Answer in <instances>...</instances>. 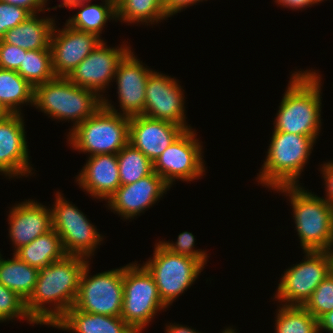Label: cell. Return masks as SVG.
<instances>
[{
  "label": "cell",
  "instance_id": "cell-23",
  "mask_svg": "<svg viewBox=\"0 0 333 333\" xmlns=\"http://www.w3.org/2000/svg\"><path fill=\"white\" fill-rule=\"evenodd\" d=\"M32 14L25 21L9 29L3 38L4 43L18 46L25 50L51 49L50 39L55 19Z\"/></svg>",
  "mask_w": 333,
  "mask_h": 333
},
{
  "label": "cell",
  "instance_id": "cell-45",
  "mask_svg": "<svg viewBox=\"0 0 333 333\" xmlns=\"http://www.w3.org/2000/svg\"><path fill=\"white\" fill-rule=\"evenodd\" d=\"M104 1L112 4L114 7H117L121 0H104Z\"/></svg>",
  "mask_w": 333,
  "mask_h": 333
},
{
  "label": "cell",
  "instance_id": "cell-4",
  "mask_svg": "<svg viewBox=\"0 0 333 333\" xmlns=\"http://www.w3.org/2000/svg\"><path fill=\"white\" fill-rule=\"evenodd\" d=\"M317 138L273 131L266 159L256 180L272 190L280 186L300 185V175Z\"/></svg>",
  "mask_w": 333,
  "mask_h": 333
},
{
  "label": "cell",
  "instance_id": "cell-2",
  "mask_svg": "<svg viewBox=\"0 0 333 333\" xmlns=\"http://www.w3.org/2000/svg\"><path fill=\"white\" fill-rule=\"evenodd\" d=\"M313 70L294 71L291 75L276 113L274 131L319 136L322 126V78Z\"/></svg>",
  "mask_w": 333,
  "mask_h": 333
},
{
  "label": "cell",
  "instance_id": "cell-46",
  "mask_svg": "<svg viewBox=\"0 0 333 333\" xmlns=\"http://www.w3.org/2000/svg\"><path fill=\"white\" fill-rule=\"evenodd\" d=\"M222 333H236L235 329H232L231 327L225 328Z\"/></svg>",
  "mask_w": 333,
  "mask_h": 333
},
{
  "label": "cell",
  "instance_id": "cell-28",
  "mask_svg": "<svg viewBox=\"0 0 333 333\" xmlns=\"http://www.w3.org/2000/svg\"><path fill=\"white\" fill-rule=\"evenodd\" d=\"M169 17L164 9L163 0H121L116 7V21H124L128 25L129 23L152 25Z\"/></svg>",
  "mask_w": 333,
  "mask_h": 333
},
{
  "label": "cell",
  "instance_id": "cell-29",
  "mask_svg": "<svg viewBox=\"0 0 333 333\" xmlns=\"http://www.w3.org/2000/svg\"><path fill=\"white\" fill-rule=\"evenodd\" d=\"M120 184L127 185L154 172L153 162L129 142L117 153Z\"/></svg>",
  "mask_w": 333,
  "mask_h": 333
},
{
  "label": "cell",
  "instance_id": "cell-41",
  "mask_svg": "<svg viewBox=\"0 0 333 333\" xmlns=\"http://www.w3.org/2000/svg\"><path fill=\"white\" fill-rule=\"evenodd\" d=\"M319 333L324 330L328 332H333V310L324 314L319 320Z\"/></svg>",
  "mask_w": 333,
  "mask_h": 333
},
{
  "label": "cell",
  "instance_id": "cell-17",
  "mask_svg": "<svg viewBox=\"0 0 333 333\" xmlns=\"http://www.w3.org/2000/svg\"><path fill=\"white\" fill-rule=\"evenodd\" d=\"M58 29L56 23L50 39L52 67L56 77H68L103 40L97 35L73 29L65 23Z\"/></svg>",
  "mask_w": 333,
  "mask_h": 333
},
{
  "label": "cell",
  "instance_id": "cell-6",
  "mask_svg": "<svg viewBox=\"0 0 333 333\" xmlns=\"http://www.w3.org/2000/svg\"><path fill=\"white\" fill-rule=\"evenodd\" d=\"M130 117L101 106L67 135L68 144L78 152L117 154L129 142Z\"/></svg>",
  "mask_w": 333,
  "mask_h": 333
},
{
  "label": "cell",
  "instance_id": "cell-31",
  "mask_svg": "<svg viewBox=\"0 0 333 333\" xmlns=\"http://www.w3.org/2000/svg\"><path fill=\"white\" fill-rule=\"evenodd\" d=\"M278 307L274 333H319L318 320L303 306Z\"/></svg>",
  "mask_w": 333,
  "mask_h": 333
},
{
  "label": "cell",
  "instance_id": "cell-48",
  "mask_svg": "<svg viewBox=\"0 0 333 333\" xmlns=\"http://www.w3.org/2000/svg\"><path fill=\"white\" fill-rule=\"evenodd\" d=\"M316 4H319V3H321L322 1H324V0H313Z\"/></svg>",
  "mask_w": 333,
  "mask_h": 333
},
{
  "label": "cell",
  "instance_id": "cell-36",
  "mask_svg": "<svg viewBox=\"0 0 333 333\" xmlns=\"http://www.w3.org/2000/svg\"><path fill=\"white\" fill-rule=\"evenodd\" d=\"M27 50L0 40V68L17 71Z\"/></svg>",
  "mask_w": 333,
  "mask_h": 333
},
{
  "label": "cell",
  "instance_id": "cell-44",
  "mask_svg": "<svg viewBox=\"0 0 333 333\" xmlns=\"http://www.w3.org/2000/svg\"><path fill=\"white\" fill-rule=\"evenodd\" d=\"M78 1H87V0H62L63 3L59 4L58 6L52 7V9H56L57 7L69 8L74 2H78ZM89 1H91V0H89Z\"/></svg>",
  "mask_w": 333,
  "mask_h": 333
},
{
  "label": "cell",
  "instance_id": "cell-10",
  "mask_svg": "<svg viewBox=\"0 0 333 333\" xmlns=\"http://www.w3.org/2000/svg\"><path fill=\"white\" fill-rule=\"evenodd\" d=\"M89 261L80 276L74 307L90 314L120 317L123 307V270L125 266L89 275Z\"/></svg>",
  "mask_w": 333,
  "mask_h": 333
},
{
  "label": "cell",
  "instance_id": "cell-40",
  "mask_svg": "<svg viewBox=\"0 0 333 333\" xmlns=\"http://www.w3.org/2000/svg\"><path fill=\"white\" fill-rule=\"evenodd\" d=\"M274 2L278 3L283 8L286 7L292 10H301L316 4L313 0H275Z\"/></svg>",
  "mask_w": 333,
  "mask_h": 333
},
{
  "label": "cell",
  "instance_id": "cell-33",
  "mask_svg": "<svg viewBox=\"0 0 333 333\" xmlns=\"http://www.w3.org/2000/svg\"><path fill=\"white\" fill-rule=\"evenodd\" d=\"M303 307L317 320L333 310V276L324 278Z\"/></svg>",
  "mask_w": 333,
  "mask_h": 333
},
{
  "label": "cell",
  "instance_id": "cell-16",
  "mask_svg": "<svg viewBox=\"0 0 333 333\" xmlns=\"http://www.w3.org/2000/svg\"><path fill=\"white\" fill-rule=\"evenodd\" d=\"M22 114L7 113L0 118V174H5L9 179L34 174L29 163Z\"/></svg>",
  "mask_w": 333,
  "mask_h": 333
},
{
  "label": "cell",
  "instance_id": "cell-39",
  "mask_svg": "<svg viewBox=\"0 0 333 333\" xmlns=\"http://www.w3.org/2000/svg\"><path fill=\"white\" fill-rule=\"evenodd\" d=\"M163 3L166 13L172 17V15L181 12L183 8L186 9L196 3H200V0H163Z\"/></svg>",
  "mask_w": 333,
  "mask_h": 333
},
{
  "label": "cell",
  "instance_id": "cell-8",
  "mask_svg": "<svg viewBox=\"0 0 333 333\" xmlns=\"http://www.w3.org/2000/svg\"><path fill=\"white\" fill-rule=\"evenodd\" d=\"M143 265L152 274L162 302L168 307L194 284L204 265L197 259L170 252L159 242Z\"/></svg>",
  "mask_w": 333,
  "mask_h": 333
},
{
  "label": "cell",
  "instance_id": "cell-37",
  "mask_svg": "<svg viewBox=\"0 0 333 333\" xmlns=\"http://www.w3.org/2000/svg\"><path fill=\"white\" fill-rule=\"evenodd\" d=\"M2 2H6L8 4H12L15 6L23 7L28 10L31 14H39V12L50 11L51 8H47V0H0Z\"/></svg>",
  "mask_w": 333,
  "mask_h": 333
},
{
  "label": "cell",
  "instance_id": "cell-15",
  "mask_svg": "<svg viewBox=\"0 0 333 333\" xmlns=\"http://www.w3.org/2000/svg\"><path fill=\"white\" fill-rule=\"evenodd\" d=\"M130 50L131 47L125 43L120 47L110 48L102 40L67 78L77 86L91 89L104 97L102 94L114 79L119 62Z\"/></svg>",
  "mask_w": 333,
  "mask_h": 333
},
{
  "label": "cell",
  "instance_id": "cell-35",
  "mask_svg": "<svg viewBox=\"0 0 333 333\" xmlns=\"http://www.w3.org/2000/svg\"><path fill=\"white\" fill-rule=\"evenodd\" d=\"M31 15L23 7L0 1V40L9 29L19 25Z\"/></svg>",
  "mask_w": 333,
  "mask_h": 333
},
{
  "label": "cell",
  "instance_id": "cell-7",
  "mask_svg": "<svg viewBox=\"0 0 333 333\" xmlns=\"http://www.w3.org/2000/svg\"><path fill=\"white\" fill-rule=\"evenodd\" d=\"M166 308L147 268L135 262L127 264L123 270V307L120 317L136 333H142L156 313Z\"/></svg>",
  "mask_w": 333,
  "mask_h": 333
},
{
  "label": "cell",
  "instance_id": "cell-34",
  "mask_svg": "<svg viewBox=\"0 0 333 333\" xmlns=\"http://www.w3.org/2000/svg\"><path fill=\"white\" fill-rule=\"evenodd\" d=\"M194 237L192 233L184 231L178 235L175 243L164 240L159 241V243L170 252L197 259L205 266L208 261V254L205 250L194 249L196 242Z\"/></svg>",
  "mask_w": 333,
  "mask_h": 333
},
{
  "label": "cell",
  "instance_id": "cell-12",
  "mask_svg": "<svg viewBox=\"0 0 333 333\" xmlns=\"http://www.w3.org/2000/svg\"><path fill=\"white\" fill-rule=\"evenodd\" d=\"M304 254V260L286 269L278 283L273 299H278L279 304L284 302L280 305L304 306L329 274L326 251H304Z\"/></svg>",
  "mask_w": 333,
  "mask_h": 333
},
{
  "label": "cell",
  "instance_id": "cell-14",
  "mask_svg": "<svg viewBox=\"0 0 333 333\" xmlns=\"http://www.w3.org/2000/svg\"><path fill=\"white\" fill-rule=\"evenodd\" d=\"M148 66L137 59L130 50L119 62L114 80L117 84L119 105L122 111L115 109L108 98L102 97V106L106 109L128 117L144 115L145 89L149 74ZM112 104V105H111Z\"/></svg>",
  "mask_w": 333,
  "mask_h": 333
},
{
  "label": "cell",
  "instance_id": "cell-24",
  "mask_svg": "<svg viewBox=\"0 0 333 333\" xmlns=\"http://www.w3.org/2000/svg\"><path fill=\"white\" fill-rule=\"evenodd\" d=\"M14 254L32 267L40 269L63 259L67 254L54 229L21 246Z\"/></svg>",
  "mask_w": 333,
  "mask_h": 333
},
{
  "label": "cell",
  "instance_id": "cell-25",
  "mask_svg": "<svg viewBox=\"0 0 333 333\" xmlns=\"http://www.w3.org/2000/svg\"><path fill=\"white\" fill-rule=\"evenodd\" d=\"M100 4H89L90 1L74 2L69 9L79 8L80 10L66 21V24L73 29L92 33L101 38L102 30L107 21H116V7L103 1Z\"/></svg>",
  "mask_w": 333,
  "mask_h": 333
},
{
  "label": "cell",
  "instance_id": "cell-13",
  "mask_svg": "<svg viewBox=\"0 0 333 333\" xmlns=\"http://www.w3.org/2000/svg\"><path fill=\"white\" fill-rule=\"evenodd\" d=\"M179 84L175 77L153 70L146 84L144 115L189 130L192 127L186 122L185 96Z\"/></svg>",
  "mask_w": 333,
  "mask_h": 333
},
{
  "label": "cell",
  "instance_id": "cell-26",
  "mask_svg": "<svg viewBox=\"0 0 333 333\" xmlns=\"http://www.w3.org/2000/svg\"><path fill=\"white\" fill-rule=\"evenodd\" d=\"M38 273L39 269L20 260L14 253L12 259L0 260V283L25 301L33 293Z\"/></svg>",
  "mask_w": 333,
  "mask_h": 333
},
{
  "label": "cell",
  "instance_id": "cell-20",
  "mask_svg": "<svg viewBox=\"0 0 333 333\" xmlns=\"http://www.w3.org/2000/svg\"><path fill=\"white\" fill-rule=\"evenodd\" d=\"M8 221L13 252L53 229L51 207L31 199L12 206Z\"/></svg>",
  "mask_w": 333,
  "mask_h": 333
},
{
  "label": "cell",
  "instance_id": "cell-3",
  "mask_svg": "<svg viewBox=\"0 0 333 333\" xmlns=\"http://www.w3.org/2000/svg\"><path fill=\"white\" fill-rule=\"evenodd\" d=\"M274 191L289 197L303 251H326L333 246V205L300 185L280 186Z\"/></svg>",
  "mask_w": 333,
  "mask_h": 333
},
{
  "label": "cell",
  "instance_id": "cell-38",
  "mask_svg": "<svg viewBox=\"0 0 333 333\" xmlns=\"http://www.w3.org/2000/svg\"><path fill=\"white\" fill-rule=\"evenodd\" d=\"M322 170L321 174L323 175V179L325 182V197H322L324 200H326L328 203L333 205V160L324 164H321Z\"/></svg>",
  "mask_w": 333,
  "mask_h": 333
},
{
  "label": "cell",
  "instance_id": "cell-11",
  "mask_svg": "<svg viewBox=\"0 0 333 333\" xmlns=\"http://www.w3.org/2000/svg\"><path fill=\"white\" fill-rule=\"evenodd\" d=\"M196 137L195 129L185 130L153 162L154 172L170 187L177 179L191 182L205 175L203 146Z\"/></svg>",
  "mask_w": 333,
  "mask_h": 333
},
{
  "label": "cell",
  "instance_id": "cell-30",
  "mask_svg": "<svg viewBox=\"0 0 333 333\" xmlns=\"http://www.w3.org/2000/svg\"><path fill=\"white\" fill-rule=\"evenodd\" d=\"M16 72L33 87L53 80L51 49L27 50Z\"/></svg>",
  "mask_w": 333,
  "mask_h": 333
},
{
  "label": "cell",
  "instance_id": "cell-27",
  "mask_svg": "<svg viewBox=\"0 0 333 333\" xmlns=\"http://www.w3.org/2000/svg\"><path fill=\"white\" fill-rule=\"evenodd\" d=\"M34 103V87L16 71L0 68V105L7 113L21 114V106Z\"/></svg>",
  "mask_w": 333,
  "mask_h": 333
},
{
  "label": "cell",
  "instance_id": "cell-42",
  "mask_svg": "<svg viewBox=\"0 0 333 333\" xmlns=\"http://www.w3.org/2000/svg\"><path fill=\"white\" fill-rule=\"evenodd\" d=\"M165 333H201V332H198L196 331V329H192V328H189V326H183L181 324H173V323H170V325H166L165 327Z\"/></svg>",
  "mask_w": 333,
  "mask_h": 333
},
{
  "label": "cell",
  "instance_id": "cell-22",
  "mask_svg": "<svg viewBox=\"0 0 333 333\" xmlns=\"http://www.w3.org/2000/svg\"><path fill=\"white\" fill-rule=\"evenodd\" d=\"M52 327L75 333H136L121 317L90 314L74 306Z\"/></svg>",
  "mask_w": 333,
  "mask_h": 333
},
{
  "label": "cell",
  "instance_id": "cell-9",
  "mask_svg": "<svg viewBox=\"0 0 333 333\" xmlns=\"http://www.w3.org/2000/svg\"><path fill=\"white\" fill-rule=\"evenodd\" d=\"M62 195L59 191L56 192L51 208L52 228L61 238L67 255L91 259L104 238L86 215Z\"/></svg>",
  "mask_w": 333,
  "mask_h": 333
},
{
  "label": "cell",
  "instance_id": "cell-21",
  "mask_svg": "<svg viewBox=\"0 0 333 333\" xmlns=\"http://www.w3.org/2000/svg\"><path fill=\"white\" fill-rule=\"evenodd\" d=\"M76 177L79 187L86 193L108 201L121 186L117 154L89 156Z\"/></svg>",
  "mask_w": 333,
  "mask_h": 333
},
{
  "label": "cell",
  "instance_id": "cell-1",
  "mask_svg": "<svg viewBox=\"0 0 333 333\" xmlns=\"http://www.w3.org/2000/svg\"><path fill=\"white\" fill-rule=\"evenodd\" d=\"M87 262L86 258L66 255L39 269L33 293L25 301L26 310L36 325L53 326L74 306Z\"/></svg>",
  "mask_w": 333,
  "mask_h": 333
},
{
  "label": "cell",
  "instance_id": "cell-43",
  "mask_svg": "<svg viewBox=\"0 0 333 333\" xmlns=\"http://www.w3.org/2000/svg\"><path fill=\"white\" fill-rule=\"evenodd\" d=\"M326 252L329 261V274L333 276V246L330 249L326 250Z\"/></svg>",
  "mask_w": 333,
  "mask_h": 333
},
{
  "label": "cell",
  "instance_id": "cell-32",
  "mask_svg": "<svg viewBox=\"0 0 333 333\" xmlns=\"http://www.w3.org/2000/svg\"><path fill=\"white\" fill-rule=\"evenodd\" d=\"M15 318L36 324L26 310L25 300L0 283V323Z\"/></svg>",
  "mask_w": 333,
  "mask_h": 333
},
{
  "label": "cell",
  "instance_id": "cell-19",
  "mask_svg": "<svg viewBox=\"0 0 333 333\" xmlns=\"http://www.w3.org/2000/svg\"><path fill=\"white\" fill-rule=\"evenodd\" d=\"M181 126L145 115L130 117L129 143L152 162L183 132Z\"/></svg>",
  "mask_w": 333,
  "mask_h": 333
},
{
  "label": "cell",
  "instance_id": "cell-47",
  "mask_svg": "<svg viewBox=\"0 0 333 333\" xmlns=\"http://www.w3.org/2000/svg\"><path fill=\"white\" fill-rule=\"evenodd\" d=\"M6 114H7V112L0 105V118L5 116Z\"/></svg>",
  "mask_w": 333,
  "mask_h": 333
},
{
  "label": "cell",
  "instance_id": "cell-18",
  "mask_svg": "<svg viewBox=\"0 0 333 333\" xmlns=\"http://www.w3.org/2000/svg\"><path fill=\"white\" fill-rule=\"evenodd\" d=\"M171 187L155 172L135 183L122 185L107 201L108 209L123 219H134L149 209Z\"/></svg>",
  "mask_w": 333,
  "mask_h": 333
},
{
  "label": "cell",
  "instance_id": "cell-5",
  "mask_svg": "<svg viewBox=\"0 0 333 333\" xmlns=\"http://www.w3.org/2000/svg\"><path fill=\"white\" fill-rule=\"evenodd\" d=\"M33 106L58 121L71 120L73 129L102 106V97L66 77H55L34 87Z\"/></svg>",
  "mask_w": 333,
  "mask_h": 333
}]
</instances>
